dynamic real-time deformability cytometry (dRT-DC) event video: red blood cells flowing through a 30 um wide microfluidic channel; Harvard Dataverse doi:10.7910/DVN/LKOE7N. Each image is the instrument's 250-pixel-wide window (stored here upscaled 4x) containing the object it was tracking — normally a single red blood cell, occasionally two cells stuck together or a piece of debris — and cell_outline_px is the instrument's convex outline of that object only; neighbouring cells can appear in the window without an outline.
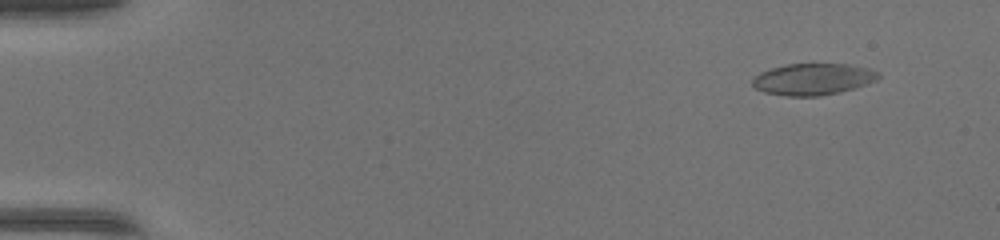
{"species": "common noctule bat (a hibernating species)", "species_latin": "Nyctalus noctula", "temperature_condition": "warm", "stored_images_in_passage": 51, "camera_frame_rate_fps": 3000, "um_per_image_px": 0.085, "animal": {"sex": "female", "body_mass_g": 17.0, "forearm_length_mm": 48.0}, "frame": {"image": 1, "passage_image": 5, "time_ms": 1.333, "image_size_px": [1000, 240], "cell_outline_px": [[880, 76], [876, 80], [840, 92], [820, 96], [784, 96], [764, 92], [756, 88], [752, 84], [752, 80], [760, 72], [772, 68], [788, 64], [848, 64], [868, 68], [880, 72]], "centroid_in_image_um": [69.1, 6.73], "position_along_channel_um": 15.9, "area_um2": 23.0}}
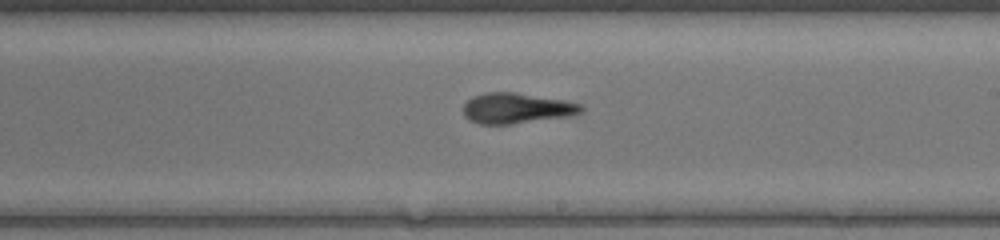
{"frame": {"image": 2, "passage_image": 31, "time_ms": 10.0, "image_size_px": [1000, 240], "cell_outline_px": [[584, 112], [572, 116], [512, 124], [480, 124], [468, 120], [464, 116], [464, 104], [472, 96], [484, 92], [516, 92], [564, 100], [584, 104]], "centroid_in_image_um": [43.95, 9.2], "position_along_channel_um": 245.1, "area_um2": 21.33}}
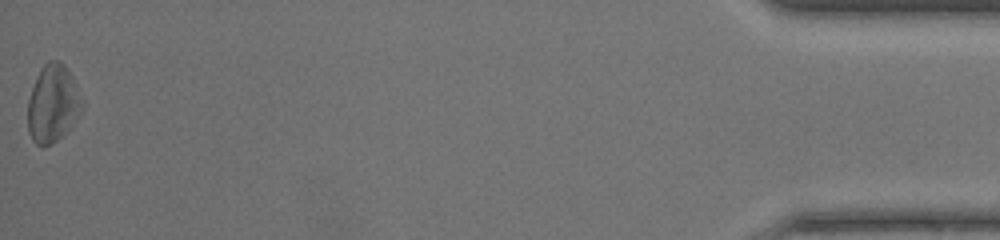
{"frame": {"image": 3, "passage_image": 51, "time_ms": 16.667, "image_size_px": [1000, 240], "cell_outline_px": [[84, 108], [80, 116], [72, 128], [52, 144], [44, 148], [36, 144], [32, 140], [28, 132], [28, 100], [32, 88], [40, 68], [48, 60], [60, 60], [64, 64], [72, 76], [84, 100]], "centroid_in_image_um": [4.53, 8.84], "position_along_channel_um": 430.7, "area_um2": 25.26}, "authors_computed_cell_mechanics": {"area_um2": 21.964, "velocity_mm_per_s": 4.192, "shape_relaxation_time_tau1_ms": 5.4422, "shape_relaxation_time_tau2_ms": 3.5282, "deformation_change_tau1": 0.1706, "deformation_change_tau2": 0.1413}}